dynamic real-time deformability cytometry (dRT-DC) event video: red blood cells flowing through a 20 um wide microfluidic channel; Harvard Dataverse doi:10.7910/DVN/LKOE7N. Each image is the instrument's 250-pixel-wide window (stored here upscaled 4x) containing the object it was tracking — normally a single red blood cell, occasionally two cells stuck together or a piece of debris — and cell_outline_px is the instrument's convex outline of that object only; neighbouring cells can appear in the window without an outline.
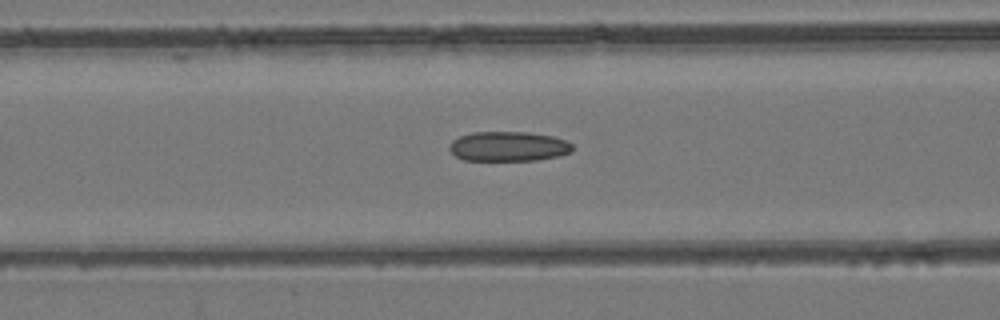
{"species": "common noctule bat (a hibernating species)", "species_latin": "Nyctalus noctula", "temperature_condition": "room temperature", "stored_images_in_passage": 43, "camera_frame_rate_fps": 3000, "um_per_image_px": 0.085, "animal": {"sex": "female", "body_mass_g": 24.6, "forearm_length_mm": 56.2}, "frame": {"image": 1, "passage_image": 12, "time_ms": 3.667, "image_size_px": [1000, 320], "cell_outline_px": [[572, 152], [556, 156], [536, 160], [464, 160], [456, 156], [448, 148], [448, 144], [452, 140], [460, 136], [472, 132], [528, 132], [552, 136], [564, 140], [572, 144]], "centroid_in_image_um": [43.18, 12.44], "position_along_channel_um": 123.4, "area_um2": 21.27}}
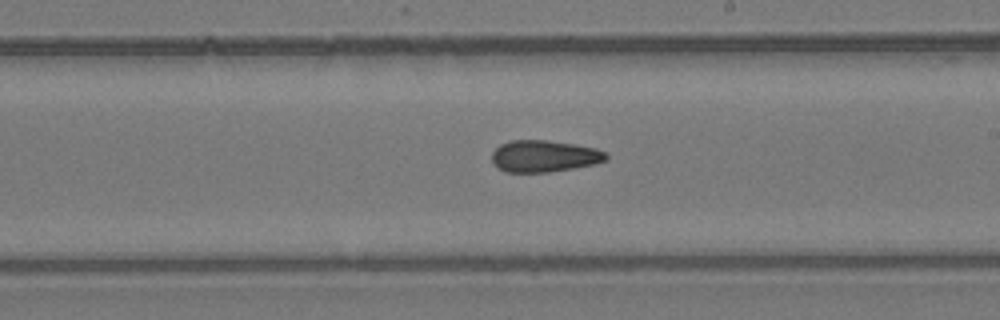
{"frame": {"image": 2, "passage_image": 21, "time_ms": 6.667, "image_size_px": [1000, 320], "cell_outline_px": [[608, 160], [596, 164], [548, 172], [504, 172], [496, 168], [492, 164], [492, 152], [500, 144], [512, 140], [548, 140], [596, 148], [604, 152], [608, 156]], "centroid_in_image_um": [46.22, 13.28], "position_along_channel_um": 242.8, "area_um2": 21.27}}
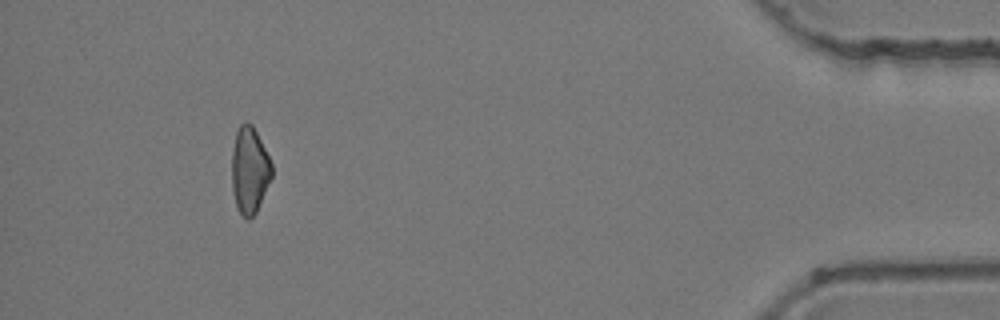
{"frame": {"image": 3, "passage_image": 39, "time_ms": 12.667, "image_size_px": [1000, 320], "cell_outline_px": [[272, 176], [256, 212], [248, 220], [240, 212], [236, 204], [232, 188], [232, 148], [236, 128], [244, 120], [248, 120], [252, 124], [272, 164]], "centroid_in_image_um": [21.19, 14.4], "position_along_channel_um": 414.0, "area_um2": 20.11}, "authors_computed_cell_mechanics": {"area_um2": 21.386, "velocity_mm_per_s": 3.9718, "shape_relaxation_time_tau1_ms": null, "shape_relaxation_time_tau2_ms": 4.37, "deformation_change_tau1": null, "deformation_change_tau2": 0.1177}}